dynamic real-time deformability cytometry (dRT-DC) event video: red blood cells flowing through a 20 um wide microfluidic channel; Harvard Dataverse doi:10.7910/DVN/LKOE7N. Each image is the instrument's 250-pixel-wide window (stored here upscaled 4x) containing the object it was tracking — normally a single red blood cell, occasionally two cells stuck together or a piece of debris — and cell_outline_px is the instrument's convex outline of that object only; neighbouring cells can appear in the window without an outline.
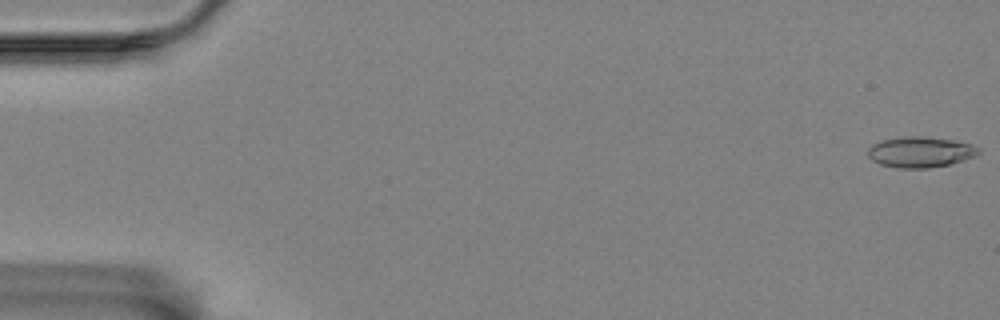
{"species": "Egyptian fruit bat (a non-hibernating species)", "species_latin": "Rousettus aegyptiacus", "temperature_condition": "room temperature", "stored_images_in_passage": 58, "camera_frame_rate_fps": 3000, "um_per_image_px": 0.085, "animal": {"sex": "female"}, "frame": {"image": 1, "passage_image": 1, "time_ms": 0.0, "image_size_px": [1000, 320], "cell_outline_px": [[980, 152], [976, 156], [948, 164], [928, 168], [896, 168], [880, 164], [872, 160], [868, 156], [868, 148], [872, 144], [884, 140], [904, 136], [920, 136], [952, 140], [972, 144], [980, 148]], "centroid_in_image_um": [78.22, 12.92], "position_along_channel_um": 6.8, "area_um2": 19.71}}
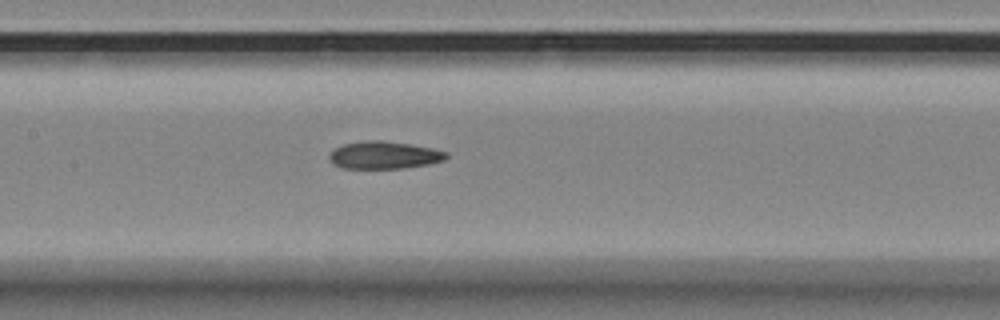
{"frame": {"image": 2, "passage_image": 28, "time_ms": 9.0, "image_size_px": [1000, 320], "cell_outline_px": [[448, 156], [444, 160], [428, 164], [404, 168], [340, 168], [332, 164], [328, 156], [336, 148], [344, 144], [368, 140], [380, 140], [408, 144], [432, 148], [448, 152]], "centroid_in_image_um": [32.64, 13.19], "position_along_channel_um": 174.8, "area_um2": 18.61}}
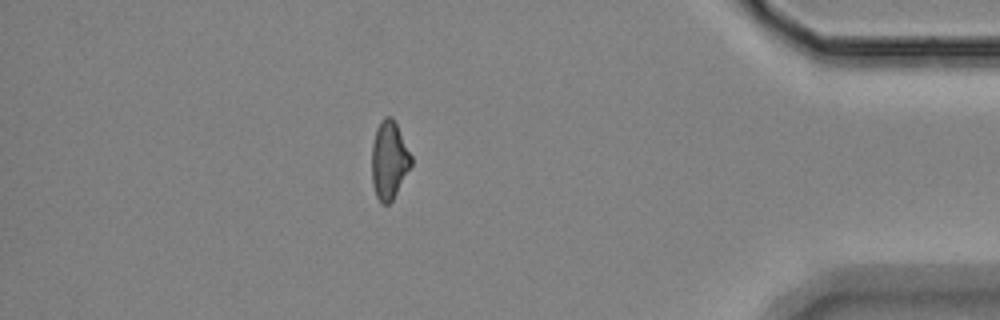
{"frame": {"image": 3, "passage_image": 51, "time_ms": 16.667, "image_size_px": [1000, 320], "cell_outline_px": [[412, 164], [392, 200], [388, 204], [380, 204], [376, 196], [372, 184], [372, 144], [376, 128], [380, 120], [384, 116], [392, 116], [412, 156]], "centroid_in_image_um": [33.06, 13.6], "position_along_channel_um": 402.1, "area_um2": 17.92}, "authors_computed_cell_mechanics": {"area_um2": 18.7561, "velocity_mm_per_s": 3.4579, "shape_relaxation_time_tau1_ms": null, "shape_relaxation_time_tau2_ms": 7.0174, "deformation_change_tau1": null, "deformation_change_tau2": 0.17}}